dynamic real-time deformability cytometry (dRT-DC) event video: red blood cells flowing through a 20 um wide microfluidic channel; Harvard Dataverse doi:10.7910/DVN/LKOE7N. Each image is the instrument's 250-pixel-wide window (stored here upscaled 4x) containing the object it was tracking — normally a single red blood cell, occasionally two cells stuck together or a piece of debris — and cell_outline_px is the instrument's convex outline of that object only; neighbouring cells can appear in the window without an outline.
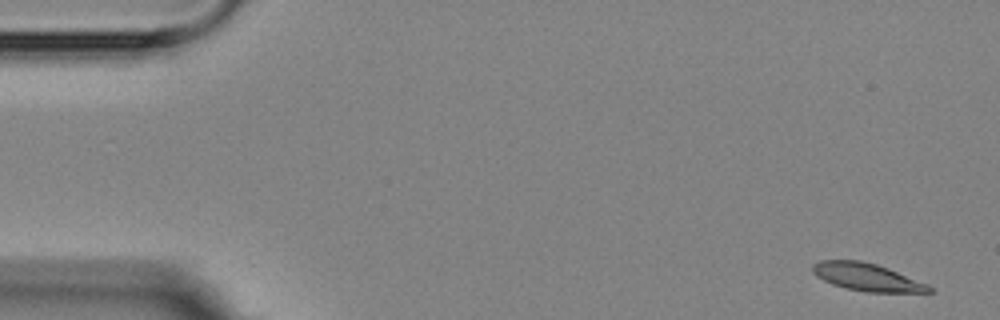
{"species": "Egyptian fruit bat (a non-hibernating species)", "species_latin": "Rousettus aegyptiacus", "temperature_condition": "room temperature", "stored_images_in_passage": 6, "camera_frame_rate_fps": 3000, "um_per_image_px": 0.085, "animal": {"sex": "female"}, "frame": {"image": 1, "passage_image": 1, "time_ms": 0.0, "image_size_px": [1000, 320], "cell_outline_px": [[936, 292], [868, 292], [848, 288], [832, 284], [816, 276], [812, 272], [812, 264], [820, 260], [860, 260], [876, 264], [888, 268], [928, 284]], "centroid_in_image_um": [73.69, 23.54], "position_along_channel_um": 11.3, "area_um2": 18.67}}
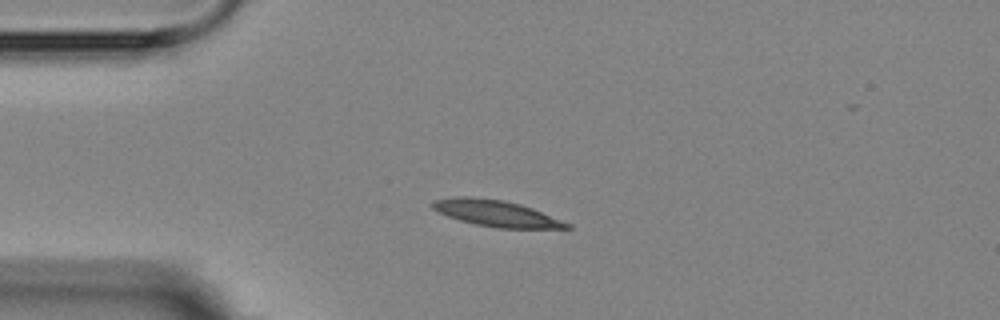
{"frame": {"image": 2, "passage_image": 4, "time_ms": 3.667, "image_size_px": [1000, 320], "cell_outline_px": [[572, 228], [496, 228], [476, 224], [460, 220], [436, 212], [432, 208], [432, 204], [436, 200], [460, 196], [464, 196], [504, 200], [520, 204], [532, 208], [572, 224]], "centroid_in_image_um": [42.19, 18.14], "position_along_channel_um": 42.8, "area_um2": 20.35}}
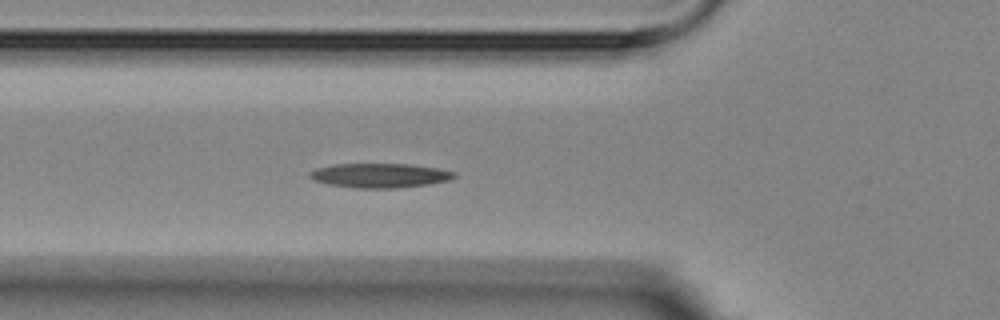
{"frame": {"image": 3, "passage_image": 6, "time_ms": 5.667, "image_size_px": [1000, 320], "cell_outline_px": [[456, 176], [448, 180], [428, 184], [396, 188], [356, 188], [328, 184], [312, 180], [308, 176], [308, 172], [316, 168], [336, 164], [408, 164], [436, 168], [456, 172]], "centroid_in_image_um": [32.23, 14.91], "position_along_channel_um": 93.6, "area_um2": 20.46}}